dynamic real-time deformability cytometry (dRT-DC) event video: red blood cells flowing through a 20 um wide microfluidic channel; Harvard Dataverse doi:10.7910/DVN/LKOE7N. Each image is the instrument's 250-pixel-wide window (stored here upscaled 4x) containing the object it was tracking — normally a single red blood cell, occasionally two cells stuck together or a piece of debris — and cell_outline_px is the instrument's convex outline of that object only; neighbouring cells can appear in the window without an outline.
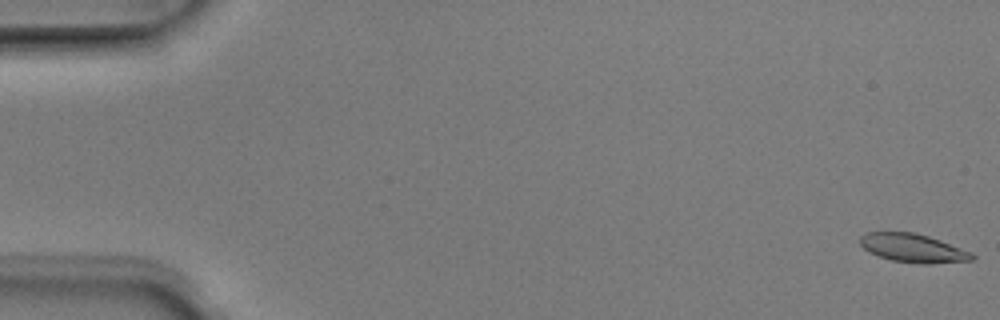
{"species": "Egyptian fruit bat (a non-hibernating species)", "species_latin": "Rousettus aegyptiacus", "temperature_condition": "room temperature", "stored_images_in_passage": 6, "camera_frame_rate_fps": 3000, "um_per_image_px": 0.085, "animal": {"sex": "male"}, "frame": {"image": 1, "passage_image": 1, "time_ms": 0.0, "image_size_px": [1000, 320], "cell_outline_px": [[976, 256], [972, 260], [928, 264], [920, 264], [892, 260], [868, 252], [860, 244], [860, 236], [868, 232], [916, 232], [940, 240], [972, 252]], "centroid_in_image_um": [77.61, 21.08], "position_along_channel_um": 7.4, "area_um2": 18.61}}
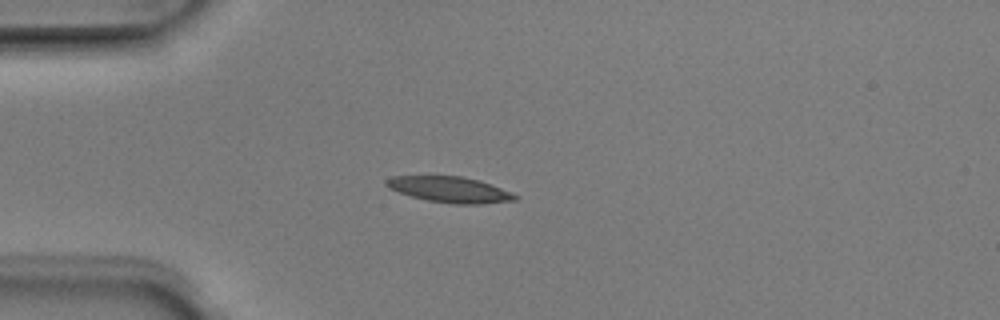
{"frame": {"image": 2, "passage_image": 4, "time_ms": 1.0, "image_size_px": [1000, 320], "cell_outline_px": [[520, 196], [516, 200], [484, 204], [452, 204], [428, 200], [412, 196], [388, 188], [384, 184], [384, 180], [392, 176], [460, 176], [480, 180], [512, 192]], "centroid_in_image_um": [38.26, 16.11], "position_along_channel_um": 46.7, "area_um2": 19.48}}
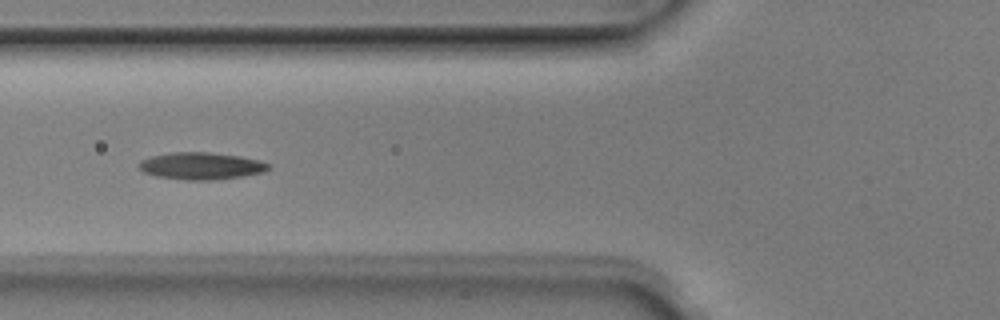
{"frame": {"image": 3, "passage_image": 6, "time_ms": 1.667, "image_size_px": [1000, 320], "cell_outline_px": [[272, 168], [264, 172], [216, 180], [188, 180], [156, 176], [144, 172], [140, 168], [140, 160], [152, 156], [172, 152], [208, 152], [240, 156], [260, 160], [272, 164]], "centroid_in_image_um": [17.16, 14.1], "position_along_channel_um": 108.6, "area_um2": 20.46}}